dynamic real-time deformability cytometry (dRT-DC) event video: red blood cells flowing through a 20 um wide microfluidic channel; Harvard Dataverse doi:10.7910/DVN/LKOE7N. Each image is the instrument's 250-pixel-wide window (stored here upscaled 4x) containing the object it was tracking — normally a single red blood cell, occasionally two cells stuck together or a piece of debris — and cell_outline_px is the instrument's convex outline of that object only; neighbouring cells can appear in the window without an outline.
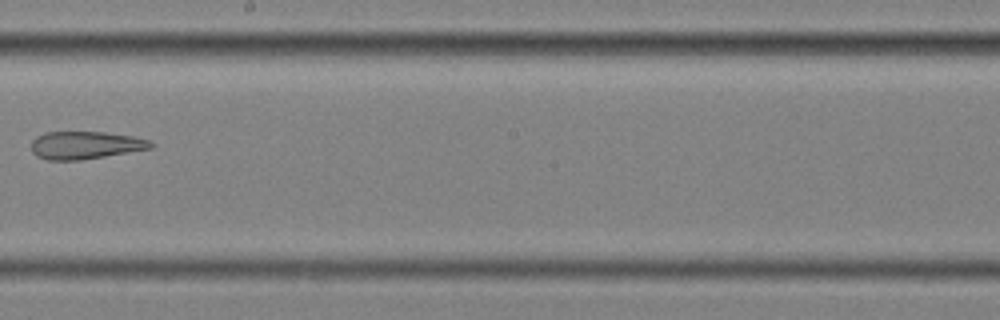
{"species": "common noctule bat (a hibernating species)", "species_latin": "Nyctalus noctula", "temperature_condition": "cold", "stored_images_in_passage": 10, "camera_frame_rate_fps": 3000, "um_per_image_px": 0.085, "animal": {"sex": "female", "body_mass_g": 25.1}, "frame": {"image": 1, "passage_image": 9, "time_ms": 2.667, "image_size_px": [1000, 320], "cell_outline_px": [[156, 144], [152, 148], [80, 160], [48, 160], [36, 156], [32, 152], [32, 140], [36, 136], [44, 132], [104, 132], [132, 136], [148, 140]], "centroid_in_image_um": [7.23, 12.34], "position_along_channel_um": 241.0, "area_um2": 19.25}}
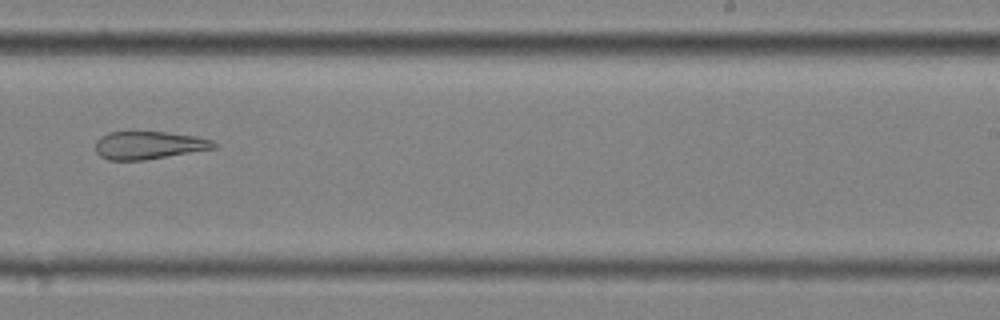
{"frame": {"image": 2, "passage_image": 10, "time_ms": 3.0, "image_size_px": [1000, 320], "cell_outline_px": [[216, 148], [144, 160], [108, 160], [100, 156], [96, 152], [96, 140], [100, 136], [108, 132], [168, 132], [196, 136], [212, 140], [216, 144]], "centroid_in_image_um": [12.63, 12.34], "position_along_channel_um": 276.4, "area_um2": 19.19}}